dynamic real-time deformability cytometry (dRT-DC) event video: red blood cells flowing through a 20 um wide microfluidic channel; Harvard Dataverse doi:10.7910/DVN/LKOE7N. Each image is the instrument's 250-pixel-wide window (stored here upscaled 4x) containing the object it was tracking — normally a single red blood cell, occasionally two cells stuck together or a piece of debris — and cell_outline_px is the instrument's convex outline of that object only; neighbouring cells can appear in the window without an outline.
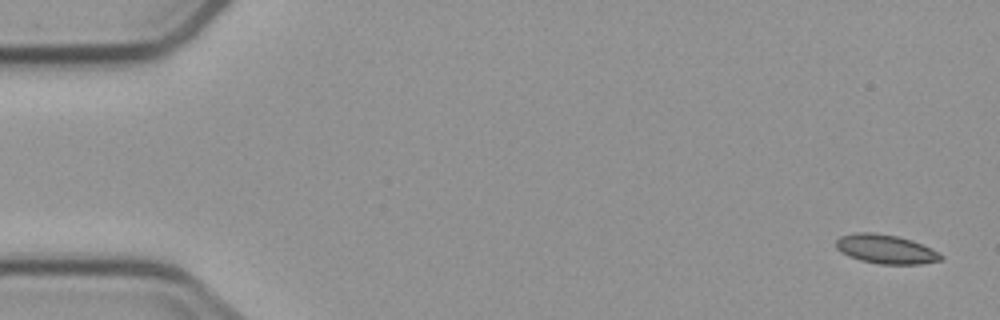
{"species": "common noctule bat (a hibernating species)", "species_latin": "Nyctalus noctula", "temperature_condition": "cold", "stored_images_in_passage": 2, "camera_frame_rate_fps": 3000, "um_per_image_px": 0.085, "animal": {"sex": "male", "body_mass_g": 23.1, "forearm_length_mm": 52.7}, "frame": {"image": 1, "passage_image": 2, "time_ms": 2.0, "image_size_px": [1000, 320], "cell_outline_px": [[944, 260], [920, 264], [880, 264], [860, 260], [848, 256], [840, 252], [836, 248], [836, 240], [840, 236], [852, 232], [872, 232], [896, 236], [912, 240], [932, 248], [944, 256]], "centroid_in_image_um": [75.29, 21.17], "position_along_channel_um": 9.7, "area_um2": 17.98}}